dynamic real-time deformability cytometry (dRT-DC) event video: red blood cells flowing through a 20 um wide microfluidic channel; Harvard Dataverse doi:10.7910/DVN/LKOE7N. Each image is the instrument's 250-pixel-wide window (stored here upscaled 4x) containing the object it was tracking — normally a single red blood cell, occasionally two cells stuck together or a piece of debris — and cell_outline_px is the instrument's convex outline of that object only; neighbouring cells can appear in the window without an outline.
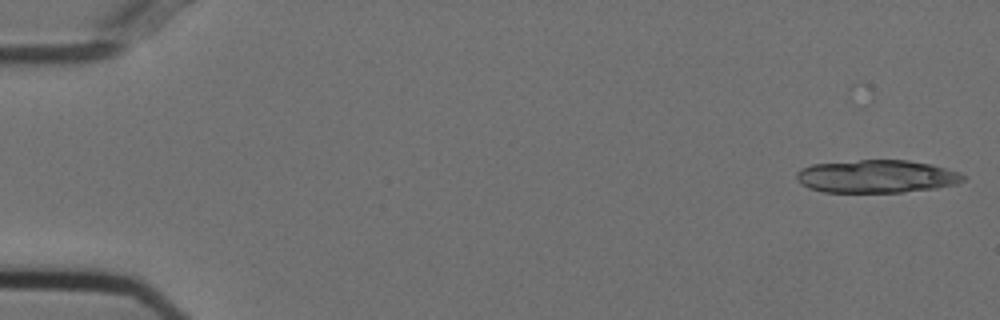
{"species": "Egyptian fruit bat (a non-hibernating species)", "species_latin": "Rousettus aegyptiacus", "temperature_condition": "cold", "stored_images_in_passage": 10, "camera_frame_rate_fps": 3000, "um_per_image_px": 0.085, "animal": {"sex": "female"}, "frame": {"image": 1, "passage_image": 1, "time_ms": 0.0, "image_size_px": [1000, 320], "cell_outline_px": [[964, 180], [956, 184], [936, 188], [904, 192], [824, 192], [808, 188], [800, 184], [796, 180], [796, 172], [800, 168], [812, 164], [860, 160], [908, 160], [932, 164], [960, 172], [964, 176]], "centroid_in_image_um": [74.48, 14.99], "position_along_channel_um": 10.5, "area_um2": 32.19}}